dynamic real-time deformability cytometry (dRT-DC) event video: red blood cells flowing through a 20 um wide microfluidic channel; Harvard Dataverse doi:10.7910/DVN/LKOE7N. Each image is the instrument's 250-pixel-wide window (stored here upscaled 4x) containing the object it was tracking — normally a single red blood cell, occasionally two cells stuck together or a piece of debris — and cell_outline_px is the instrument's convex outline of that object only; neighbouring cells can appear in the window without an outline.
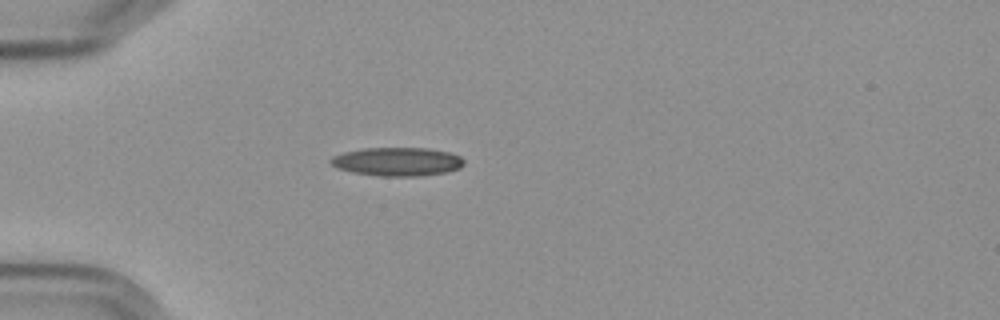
{"species": "Egyptian fruit bat (a non-hibernating species)", "species_latin": "Rousettus aegyptiacus", "temperature_condition": "cold", "stored_images_in_passage": 1, "camera_frame_rate_fps": 3000, "um_per_image_px": 0.085, "frame": {"image": 1, "passage_image": 1, "time_ms": 0.0, "image_size_px": [1000, 320], "cell_outline_px": [[464, 164], [460, 168], [448, 172], [416, 176], [380, 176], [352, 172], [336, 168], [328, 160], [332, 156], [344, 152], [364, 148], [428, 148], [448, 152], [460, 156], [464, 160]], "centroid_in_image_um": [33.76, 13.74], "position_along_channel_um": 51.2, "area_um2": 22.25}}